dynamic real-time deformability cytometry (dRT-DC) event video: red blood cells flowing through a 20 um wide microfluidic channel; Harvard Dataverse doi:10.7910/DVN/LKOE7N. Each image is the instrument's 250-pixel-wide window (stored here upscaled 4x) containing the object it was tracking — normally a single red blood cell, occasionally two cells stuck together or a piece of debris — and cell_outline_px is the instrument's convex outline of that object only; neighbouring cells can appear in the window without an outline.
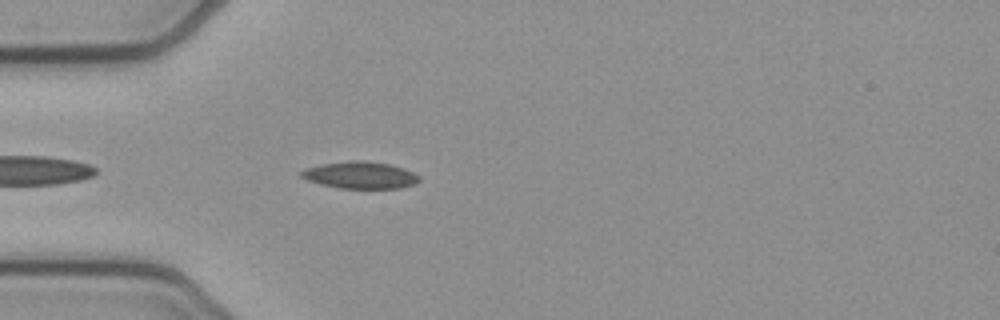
{"species": "common noctule bat (a hibernating species)", "species_latin": "Nyctalus noctula", "temperature_condition": "cold", "stored_images_in_passage": 39, "camera_frame_rate_fps": 3000, "um_per_image_px": 0.085, "animal": {"sex": "female", "body_mass_g": 21.9}, "frame": {"image": 1, "passage_image": 2, "time_ms": 0.333, "image_size_px": [1000, 320], "cell_outline_px": [[420, 180], [416, 184], [400, 188], [340, 188], [320, 184], [308, 180], [300, 176], [300, 172], [308, 168], [324, 164], [352, 160], [360, 160], [388, 164], [404, 168], [420, 176]], "centroid_in_image_um": [30.66, 14.89], "position_along_channel_um": 54.3, "area_um2": 18.32}}
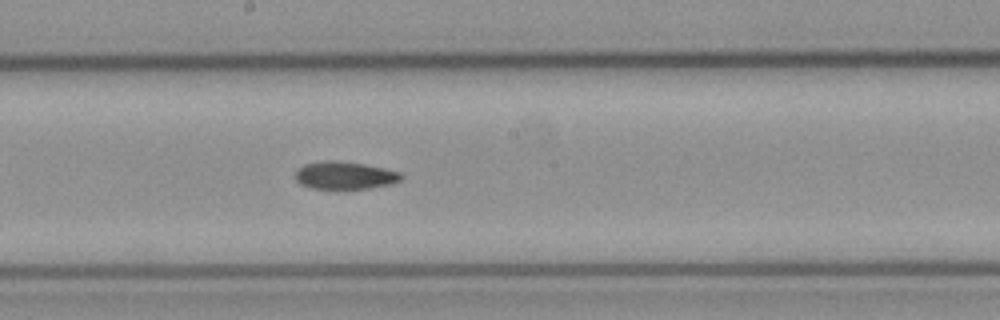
{"frame": {"image": 2, "passage_image": 15, "time_ms": 4.667, "image_size_px": [1000, 320], "cell_outline_px": [[404, 176], [400, 180], [392, 184], [368, 188], [312, 188], [300, 184], [296, 180], [296, 168], [304, 164], [324, 160], [340, 160], [364, 164], [384, 168], [400, 172]], "centroid_in_image_um": [29.3, 14.89], "position_along_channel_um": 218.9, "area_um2": 17.11}}
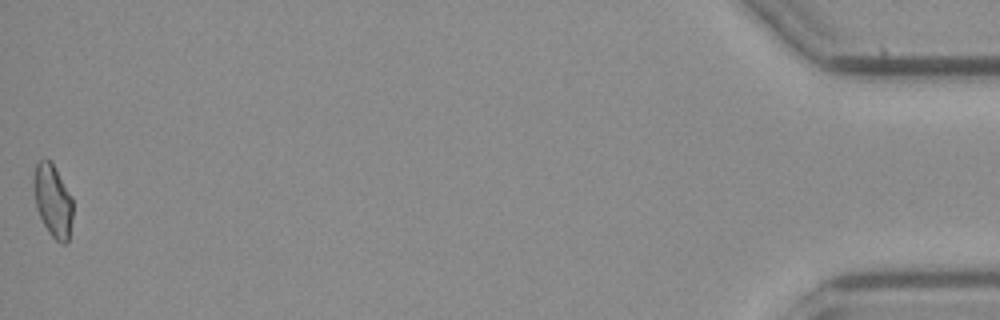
{"frame": {"image": 3, "passage_image": 39, "time_ms": 12.667, "image_size_px": [1000, 320], "cell_outline_px": [[72, 216], [68, 244], [60, 244], [48, 232], [36, 208], [32, 188], [32, 180], [36, 164], [40, 160], [48, 160], [52, 164], [72, 196]], "centroid_in_image_um": [4.47, 17.09], "position_along_channel_um": 430.7, "area_um2": 16.59}, "authors_computed_cell_mechanics": {"area_um2": 17.1088, "velocity_mm_per_s": 3.9324, "shape_relaxation_time_tau1_ms": null, "shape_relaxation_time_tau2_ms": 8.7213, "deformation_change_tau1": null, "deformation_change_tau2": 0.16}}